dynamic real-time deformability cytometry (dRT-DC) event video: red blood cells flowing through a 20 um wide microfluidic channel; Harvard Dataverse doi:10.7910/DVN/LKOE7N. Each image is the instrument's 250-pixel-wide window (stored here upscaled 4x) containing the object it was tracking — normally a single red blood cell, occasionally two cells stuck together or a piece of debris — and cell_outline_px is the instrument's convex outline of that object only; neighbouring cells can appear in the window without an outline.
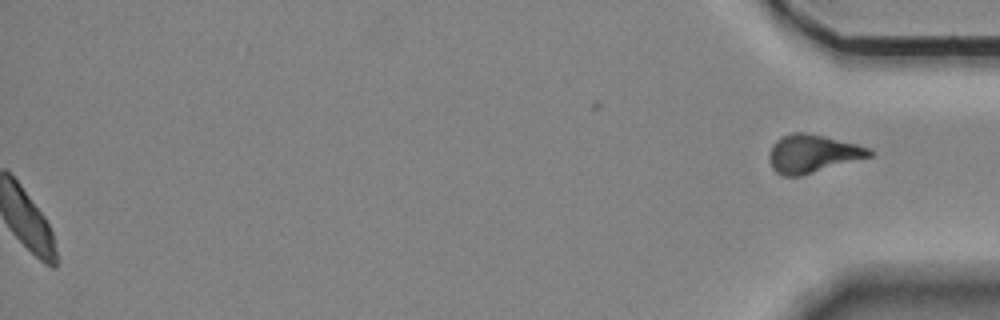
{"species": "Egyptian fruit bat (a non-hibernating species)", "species_latin": "Rousettus aegyptiacus", "temperature_condition": "room temperature", "stored_images_in_passage": 47, "segment_of_instrument_passage": [2, 2], "camera_frame_rate_fps": 3000, "um_per_image_px": 0.085, "animal": {"sex": "female"}, "frame": {"image": 1, "passage_image": 47, "time_ms": 15.333, "image_size_px": [1000, 320], "cell_outline_px": [[876, 152], [872, 156], [800, 176], [784, 176], [776, 172], [772, 168], [768, 156], [772, 144], [776, 140], [792, 132], [804, 132], [824, 136], [856, 144], [868, 148]], "centroid_in_image_um": [69.06, 13.06], "position_along_channel_um": 366.1, "area_um2": 22.14}}